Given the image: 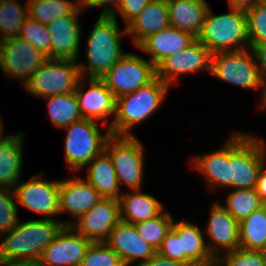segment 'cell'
Returning <instances> with one entry per match:
<instances>
[{"label": "cell", "mask_w": 266, "mask_h": 266, "mask_svg": "<svg viewBox=\"0 0 266 266\" xmlns=\"http://www.w3.org/2000/svg\"><path fill=\"white\" fill-rule=\"evenodd\" d=\"M206 234L210 242H207L209 252L214 258L219 249L223 252L234 251L239 245V223L230 215L222 204L215 202L210 209ZM218 248V250H217Z\"/></svg>", "instance_id": "cell-18"}, {"label": "cell", "mask_w": 266, "mask_h": 266, "mask_svg": "<svg viewBox=\"0 0 266 266\" xmlns=\"http://www.w3.org/2000/svg\"><path fill=\"white\" fill-rule=\"evenodd\" d=\"M105 243L117 253L125 266L149 260L157 251L139 236L135 225L119 221Z\"/></svg>", "instance_id": "cell-17"}, {"label": "cell", "mask_w": 266, "mask_h": 266, "mask_svg": "<svg viewBox=\"0 0 266 266\" xmlns=\"http://www.w3.org/2000/svg\"><path fill=\"white\" fill-rule=\"evenodd\" d=\"M195 39L191 34L169 26L149 35L137 48L148 53L149 61L156 67L167 56L185 50Z\"/></svg>", "instance_id": "cell-21"}, {"label": "cell", "mask_w": 266, "mask_h": 266, "mask_svg": "<svg viewBox=\"0 0 266 266\" xmlns=\"http://www.w3.org/2000/svg\"><path fill=\"white\" fill-rule=\"evenodd\" d=\"M221 256L215 258L218 266H266V256L260 250L239 247Z\"/></svg>", "instance_id": "cell-37"}, {"label": "cell", "mask_w": 266, "mask_h": 266, "mask_svg": "<svg viewBox=\"0 0 266 266\" xmlns=\"http://www.w3.org/2000/svg\"><path fill=\"white\" fill-rule=\"evenodd\" d=\"M134 136L111 135L104 150L111 158L118 184L124 182L131 190H141L144 151L142 144Z\"/></svg>", "instance_id": "cell-9"}, {"label": "cell", "mask_w": 266, "mask_h": 266, "mask_svg": "<svg viewBox=\"0 0 266 266\" xmlns=\"http://www.w3.org/2000/svg\"><path fill=\"white\" fill-rule=\"evenodd\" d=\"M101 198L98 191L85 179L60 180L59 215L69 212L75 219H79Z\"/></svg>", "instance_id": "cell-20"}, {"label": "cell", "mask_w": 266, "mask_h": 266, "mask_svg": "<svg viewBox=\"0 0 266 266\" xmlns=\"http://www.w3.org/2000/svg\"><path fill=\"white\" fill-rule=\"evenodd\" d=\"M193 166L205 177L210 188L231 187L230 138L224 146L212 153L198 155L193 159Z\"/></svg>", "instance_id": "cell-25"}, {"label": "cell", "mask_w": 266, "mask_h": 266, "mask_svg": "<svg viewBox=\"0 0 266 266\" xmlns=\"http://www.w3.org/2000/svg\"><path fill=\"white\" fill-rule=\"evenodd\" d=\"M80 266H125L120 256L105 242L91 243Z\"/></svg>", "instance_id": "cell-38"}, {"label": "cell", "mask_w": 266, "mask_h": 266, "mask_svg": "<svg viewBox=\"0 0 266 266\" xmlns=\"http://www.w3.org/2000/svg\"><path fill=\"white\" fill-rule=\"evenodd\" d=\"M250 46L266 43V0H258L246 10Z\"/></svg>", "instance_id": "cell-36"}, {"label": "cell", "mask_w": 266, "mask_h": 266, "mask_svg": "<svg viewBox=\"0 0 266 266\" xmlns=\"http://www.w3.org/2000/svg\"><path fill=\"white\" fill-rule=\"evenodd\" d=\"M265 241L266 205H263L239 223V245L248 250L262 251Z\"/></svg>", "instance_id": "cell-30"}, {"label": "cell", "mask_w": 266, "mask_h": 266, "mask_svg": "<svg viewBox=\"0 0 266 266\" xmlns=\"http://www.w3.org/2000/svg\"><path fill=\"white\" fill-rule=\"evenodd\" d=\"M88 81L89 89L85 90V82ZM75 95L78 101L79 110L82 118L94 121H103L116 114V98L114 94L107 88L105 83L100 78L82 77L75 90Z\"/></svg>", "instance_id": "cell-16"}, {"label": "cell", "mask_w": 266, "mask_h": 266, "mask_svg": "<svg viewBox=\"0 0 266 266\" xmlns=\"http://www.w3.org/2000/svg\"><path fill=\"white\" fill-rule=\"evenodd\" d=\"M97 121L81 118L67 127L64 156L71 170L80 171L100 154L111 136L109 127L104 135L100 133Z\"/></svg>", "instance_id": "cell-6"}, {"label": "cell", "mask_w": 266, "mask_h": 266, "mask_svg": "<svg viewBox=\"0 0 266 266\" xmlns=\"http://www.w3.org/2000/svg\"><path fill=\"white\" fill-rule=\"evenodd\" d=\"M210 73L221 81L263 92V81L250 48L212 54Z\"/></svg>", "instance_id": "cell-8"}, {"label": "cell", "mask_w": 266, "mask_h": 266, "mask_svg": "<svg viewBox=\"0 0 266 266\" xmlns=\"http://www.w3.org/2000/svg\"><path fill=\"white\" fill-rule=\"evenodd\" d=\"M0 266H38L37 262H3Z\"/></svg>", "instance_id": "cell-47"}, {"label": "cell", "mask_w": 266, "mask_h": 266, "mask_svg": "<svg viewBox=\"0 0 266 266\" xmlns=\"http://www.w3.org/2000/svg\"><path fill=\"white\" fill-rule=\"evenodd\" d=\"M157 253L168 259L181 262V245L178 235L170 229Z\"/></svg>", "instance_id": "cell-41"}, {"label": "cell", "mask_w": 266, "mask_h": 266, "mask_svg": "<svg viewBox=\"0 0 266 266\" xmlns=\"http://www.w3.org/2000/svg\"><path fill=\"white\" fill-rule=\"evenodd\" d=\"M136 266H188L185 263L174 261L156 253L149 260L136 264Z\"/></svg>", "instance_id": "cell-44"}, {"label": "cell", "mask_w": 266, "mask_h": 266, "mask_svg": "<svg viewBox=\"0 0 266 266\" xmlns=\"http://www.w3.org/2000/svg\"><path fill=\"white\" fill-rule=\"evenodd\" d=\"M230 192L227 195V204L223 207L238 223L264 205L257 194L256 188L233 189Z\"/></svg>", "instance_id": "cell-32"}, {"label": "cell", "mask_w": 266, "mask_h": 266, "mask_svg": "<svg viewBox=\"0 0 266 266\" xmlns=\"http://www.w3.org/2000/svg\"><path fill=\"white\" fill-rule=\"evenodd\" d=\"M51 34V59L77 61L79 55L81 24L78 16H64L47 24Z\"/></svg>", "instance_id": "cell-19"}, {"label": "cell", "mask_w": 266, "mask_h": 266, "mask_svg": "<svg viewBox=\"0 0 266 266\" xmlns=\"http://www.w3.org/2000/svg\"><path fill=\"white\" fill-rule=\"evenodd\" d=\"M62 221L37 219L17 222L0 242V263L38 262L44 249L63 227Z\"/></svg>", "instance_id": "cell-1"}, {"label": "cell", "mask_w": 266, "mask_h": 266, "mask_svg": "<svg viewBox=\"0 0 266 266\" xmlns=\"http://www.w3.org/2000/svg\"><path fill=\"white\" fill-rule=\"evenodd\" d=\"M24 133L7 135L0 140V186L14 188L20 181Z\"/></svg>", "instance_id": "cell-27"}, {"label": "cell", "mask_w": 266, "mask_h": 266, "mask_svg": "<svg viewBox=\"0 0 266 266\" xmlns=\"http://www.w3.org/2000/svg\"><path fill=\"white\" fill-rule=\"evenodd\" d=\"M15 200L13 189L0 186V235L17 225L19 219Z\"/></svg>", "instance_id": "cell-39"}, {"label": "cell", "mask_w": 266, "mask_h": 266, "mask_svg": "<svg viewBox=\"0 0 266 266\" xmlns=\"http://www.w3.org/2000/svg\"><path fill=\"white\" fill-rule=\"evenodd\" d=\"M171 229L178 235L181 245V263L188 266L205 265L215 261L209 252L200 228L192 223L172 222Z\"/></svg>", "instance_id": "cell-22"}, {"label": "cell", "mask_w": 266, "mask_h": 266, "mask_svg": "<svg viewBox=\"0 0 266 266\" xmlns=\"http://www.w3.org/2000/svg\"><path fill=\"white\" fill-rule=\"evenodd\" d=\"M262 96H261V103L259 106H261L262 108L266 107V81L263 83V92H261Z\"/></svg>", "instance_id": "cell-48"}, {"label": "cell", "mask_w": 266, "mask_h": 266, "mask_svg": "<svg viewBox=\"0 0 266 266\" xmlns=\"http://www.w3.org/2000/svg\"><path fill=\"white\" fill-rule=\"evenodd\" d=\"M172 222L173 218L171 214L163 210L156 217L138 222L134 225L139 236L157 251L165 239L167 232L171 229Z\"/></svg>", "instance_id": "cell-34"}, {"label": "cell", "mask_w": 266, "mask_h": 266, "mask_svg": "<svg viewBox=\"0 0 266 266\" xmlns=\"http://www.w3.org/2000/svg\"><path fill=\"white\" fill-rule=\"evenodd\" d=\"M47 59L46 55L18 36L0 41L1 70L12 78L25 81L23 85Z\"/></svg>", "instance_id": "cell-11"}, {"label": "cell", "mask_w": 266, "mask_h": 266, "mask_svg": "<svg viewBox=\"0 0 266 266\" xmlns=\"http://www.w3.org/2000/svg\"><path fill=\"white\" fill-rule=\"evenodd\" d=\"M120 221L119 200L101 198L88 212L74 222H63L64 226H72L75 231L92 243L105 242Z\"/></svg>", "instance_id": "cell-12"}, {"label": "cell", "mask_w": 266, "mask_h": 266, "mask_svg": "<svg viewBox=\"0 0 266 266\" xmlns=\"http://www.w3.org/2000/svg\"><path fill=\"white\" fill-rule=\"evenodd\" d=\"M2 132H3V122H2V118L0 117V140L5 137V136H3Z\"/></svg>", "instance_id": "cell-49"}, {"label": "cell", "mask_w": 266, "mask_h": 266, "mask_svg": "<svg viewBox=\"0 0 266 266\" xmlns=\"http://www.w3.org/2000/svg\"><path fill=\"white\" fill-rule=\"evenodd\" d=\"M41 176L42 173L15 185L16 203L27 210L55 219L51 217L59 215L60 180H43Z\"/></svg>", "instance_id": "cell-13"}, {"label": "cell", "mask_w": 266, "mask_h": 266, "mask_svg": "<svg viewBox=\"0 0 266 266\" xmlns=\"http://www.w3.org/2000/svg\"><path fill=\"white\" fill-rule=\"evenodd\" d=\"M26 9L31 19L47 25L53 19L64 16H78L83 11L79 1L69 0H27Z\"/></svg>", "instance_id": "cell-29"}, {"label": "cell", "mask_w": 266, "mask_h": 266, "mask_svg": "<svg viewBox=\"0 0 266 266\" xmlns=\"http://www.w3.org/2000/svg\"><path fill=\"white\" fill-rule=\"evenodd\" d=\"M258 0H228L229 8L247 10L252 7Z\"/></svg>", "instance_id": "cell-46"}, {"label": "cell", "mask_w": 266, "mask_h": 266, "mask_svg": "<svg viewBox=\"0 0 266 266\" xmlns=\"http://www.w3.org/2000/svg\"><path fill=\"white\" fill-rule=\"evenodd\" d=\"M117 22L112 15H99L86 41L88 65L78 62L82 77L101 78L127 54L122 52L120 44L123 34H127V29L125 28L124 32L119 31Z\"/></svg>", "instance_id": "cell-2"}, {"label": "cell", "mask_w": 266, "mask_h": 266, "mask_svg": "<svg viewBox=\"0 0 266 266\" xmlns=\"http://www.w3.org/2000/svg\"><path fill=\"white\" fill-rule=\"evenodd\" d=\"M87 166L88 173L85 180L98 191L99 195L103 198L119 199L122 193L108 153L103 150Z\"/></svg>", "instance_id": "cell-28"}, {"label": "cell", "mask_w": 266, "mask_h": 266, "mask_svg": "<svg viewBox=\"0 0 266 266\" xmlns=\"http://www.w3.org/2000/svg\"><path fill=\"white\" fill-rule=\"evenodd\" d=\"M212 53L198 39L180 53L167 56L156 66V77L171 87L180 74L210 72Z\"/></svg>", "instance_id": "cell-15"}, {"label": "cell", "mask_w": 266, "mask_h": 266, "mask_svg": "<svg viewBox=\"0 0 266 266\" xmlns=\"http://www.w3.org/2000/svg\"><path fill=\"white\" fill-rule=\"evenodd\" d=\"M120 220L129 224L154 218L163 210L161 202L141 190H131L119 197Z\"/></svg>", "instance_id": "cell-26"}, {"label": "cell", "mask_w": 266, "mask_h": 266, "mask_svg": "<svg viewBox=\"0 0 266 266\" xmlns=\"http://www.w3.org/2000/svg\"><path fill=\"white\" fill-rule=\"evenodd\" d=\"M169 27L166 0H151L140 14L126 25L127 35L132 36L137 47L149 35Z\"/></svg>", "instance_id": "cell-24"}, {"label": "cell", "mask_w": 266, "mask_h": 266, "mask_svg": "<svg viewBox=\"0 0 266 266\" xmlns=\"http://www.w3.org/2000/svg\"><path fill=\"white\" fill-rule=\"evenodd\" d=\"M262 253L266 256V241H265L264 247L262 249Z\"/></svg>", "instance_id": "cell-51"}, {"label": "cell", "mask_w": 266, "mask_h": 266, "mask_svg": "<svg viewBox=\"0 0 266 266\" xmlns=\"http://www.w3.org/2000/svg\"><path fill=\"white\" fill-rule=\"evenodd\" d=\"M118 3L119 0H79V5L83 12L85 10L84 8L87 7H103L101 15H111L113 12H115Z\"/></svg>", "instance_id": "cell-42"}, {"label": "cell", "mask_w": 266, "mask_h": 266, "mask_svg": "<svg viewBox=\"0 0 266 266\" xmlns=\"http://www.w3.org/2000/svg\"><path fill=\"white\" fill-rule=\"evenodd\" d=\"M44 98L48 101L50 119L57 128L63 129L82 118L75 92Z\"/></svg>", "instance_id": "cell-31"}, {"label": "cell", "mask_w": 266, "mask_h": 266, "mask_svg": "<svg viewBox=\"0 0 266 266\" xmlns=\"http://www.w3.org/2000/svg\"><path fill=\"white\" fill-rule=\"evenodd\" d=\"M194 266H218L217 263L214 261L212 263L209 264H205V265H194Z\"/></svg>", "instance_id": "cell-50"}, {"label": "cell", "mask_w": 266, "mask_h": 266, "mask_svg": "<svg viewBox=\"0 0 266 266\" xmlns=\"http://www.w3.org/2000/svg\"><path fill=\"white\" fill-rule=\"evenodd\" d=\"M18 37L29 42L51 59V34L49 33L47 25L41 24L28 16L20 28Z\"/></svg>", "instance_id": "cell-35"}, {"label": "cell", "mask_w": 266, "mask_h": 266, "mask_svg": "<svg viewBox=\"0 0 266 266\" xmlns=\"http://www.w3.org/2000/svg\"><path fill=\"white\" fill-rule=\"evenodd\" d=\"M28 17V10L15 0H4L0 5V41L17 37Z\"/></svg>", "instance_id": "cell-33"}, {"label": "cell", "mask_w": 266, "mask_h": 266, "mask_svg": "<svg viewBox=\"0 0 266 266\" xmlns=\"http://www.w3.org/2000/svg\"><path fill=\"white\" fill-rule=\"evenodd\" d=\"M257 194L264 205H266V163L262 166L259 171L257 184H256Z\"/></svg>", "instance_id": "cell-45"}, {"label": "cell", "mask_w": 266, "mask_h": 266, "mask_svg": "<svg viewBox=\"0 0 266 266\" xmlns=\"http://www.w3.org/2000/svg\"><path fill=\"white\" fill-rule=\"evenodd\" d=\"M256 58L263 83L266 81V43L250 46Z\"/></svg>", "instance_id": "cell-43"}, {"label": "cell", "mask_w": 266, "mask_h": 266, "mask_svg": "<svg viewBox=\"0 0 266 266\" xmlns=\"http://www.w3.org/2000/svg\"><path fill=\"white\" fill-rule=\"evenodd\" d=\"M169 26L198 38L208 8L206 0H166Z\"/></svg>", "instance_id": "cell-23"}, {"label": "cell", "mask_w": 266, "mask_h": 266, "mask_svg": "<svg viewBox=\"0 0 266 266\" xmlns=\"http://www.w3.org/2000/svg\"><path fill=\"white\" fill-rule=\"evenodd\" d=\"M170 86L156 77L149 84L116 99V114L109 127L111 135L133 136L131 128L156 113Z\"/></svg>", "instance_id": "cell-3"}, {"label": "cell", "mask_w": 266, "mask_h": 266, "mask_svg": "<svg viewBox=\"0 0 266 266\" xmlns=\"http://www.w3.org/2000/svg\"><path fill=\"white\" fill-rule=\"evenodd\" d=\"M197 39L212 54L250 48L246 11L231 8L228 13L213 15L209 7Z\"/></svg>", "instance_id": "cell-4"}, {"label": "cell", "mask_w": 266, "mask_h": 266, "mask_svg": "<svg viewBox=\"0 0 266 266\" xmlns=\"http://www.w3.org/2000/svg\"><path fill=\"white\" fill-rule=\"evenodd\" d=\"M150 1L151 0H119L115 9L116 12H113L111 15L117 20V14H120L128 25L140 14Z\"/></svg>", "instance_id": "cell-40"}, {"label": "cell", "mask_w": 266, "mask_h": 266, "mask_svg": "<svg viewBox=\"0 0 266 266\" xmlns=\"http://www.w3.org/2000/svg\"><path fill=\"white\" fill-rule=\"evenodd\" d=\"M82 78L77 61L48 58L24 84L31 95L48 97L75 92Z\"/></svg>", "instance_id": "cell-7"}, {"label": "cell", "mask_w": 266, "mask_h": 266, "mask_svg": "<svg viewBox=\"0 0 266 266\" xmlns=\"http://www.w3.org/2000/svg\"><path fill=\"white\" fill-rule=\"evenodd\" d=\"M156 78V67L133 53H127L100 79L115 98L132 93Z\"/></svg>", "instance_id": "cell-10"}, {"label": "cell", "mask_w": 266, "mask_h": 266, "mask_svg": "<svg viewBox=\"0 0 266 266\" xmlns=\"http://www.w3.org/2000/svg\"><path fill=\"white\" fill-rule=\"evenodd\" d=\"M266 147L262 139L245 133L230 138L231 188H256L259 171L266 163Z\"/></svg>", "instance_id": "cell-5"}, {"label": "cell", "mask_w": 266, "mask_h": 266, "mask_svg": "<svg viewBox=\"0 0 266 266\" xmlns=\"http://www.w3.org/2000/svg\"><path fill=\"white\" fill-rule=\"evenodd\" d=\"M91 243L72 226H63L44 249L38 266H80Z\"/></svg>", "instance_id": "cell-14"}]
</instances>
